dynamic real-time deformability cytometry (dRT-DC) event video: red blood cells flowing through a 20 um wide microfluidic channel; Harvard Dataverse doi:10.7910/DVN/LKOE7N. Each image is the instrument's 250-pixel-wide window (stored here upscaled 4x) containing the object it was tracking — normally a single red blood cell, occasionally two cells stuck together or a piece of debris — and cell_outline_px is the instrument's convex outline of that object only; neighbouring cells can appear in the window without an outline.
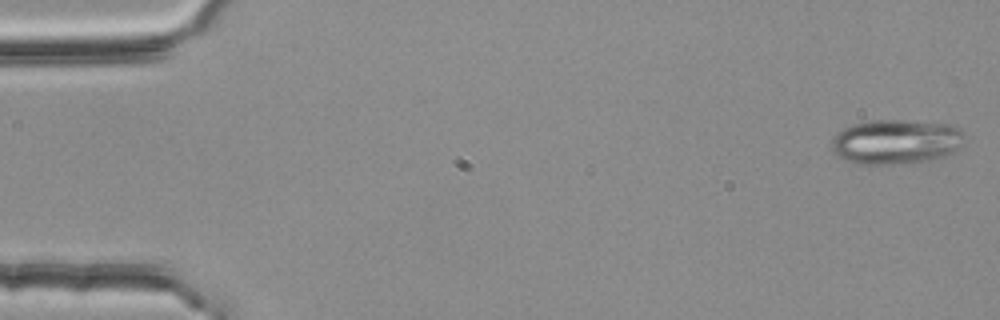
{"species": "common noctule bat (a hibernating species)", "species_latin": "Nyctalus noctula", "temperature_condition": "room temperature", "stored_images_in_passage": 4, "camera_frame_rate_fps": 3000, "um_per_image_px": 0.085, "animal": {"sex": "female", "body_mass_g": 25.1}, "frame": {"image": 1, "passage_image": 1, "time_ms": 0.0, "image_size_px": [1000, 320], "cell_outline_px": [[964, 144], [952, 152], [936, 160], [888, 164], [856, 164], [844, 160], [832, 148], [832, 136], [836, 132], [852, 124], [872, 120], [904, 120], [948, 124], [960, 128], [964, 132]], "centroid_in_image_um": [76.18, 12.04], "position_along_channel_um": 8.8, "area_um2": 34.85}}